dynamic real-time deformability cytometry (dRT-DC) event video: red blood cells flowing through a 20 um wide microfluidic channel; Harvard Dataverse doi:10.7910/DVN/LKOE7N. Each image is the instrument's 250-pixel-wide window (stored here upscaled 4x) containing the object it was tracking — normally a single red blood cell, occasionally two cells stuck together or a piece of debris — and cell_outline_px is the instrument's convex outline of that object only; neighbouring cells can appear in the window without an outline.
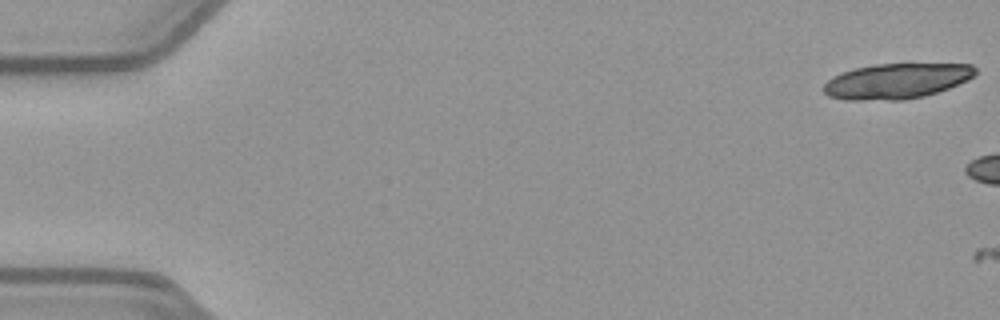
{"species": "common noctule bat (a hibernating species)", "species_latin": "Nyctalus noctula", "temperature_condition": "warm", "stored_images_in_passage": 2, "camera_frame_rate_fps": 3000, "um_per_image_px": 0.085, "animal": {"sex": "female", "body_mass_g": 21.9}, "frame": {"image": 1, "passage_image": 1, "time_ms": 0.0, "image_size_px": [1000, 320], "cell_outline_px": [[976, 72], [968, 80], [948, 88], [924, 96], [904, 100], [844, 100], [828, 96], [824, 92], [824, 84], [832, 76], [856, 68], [876, 64], [972, 64], [976, 68]], "centroid_in_image_um": [76.19, 6.9], "position_along_channel_um": 8.8, "area_um2": 31.1}}